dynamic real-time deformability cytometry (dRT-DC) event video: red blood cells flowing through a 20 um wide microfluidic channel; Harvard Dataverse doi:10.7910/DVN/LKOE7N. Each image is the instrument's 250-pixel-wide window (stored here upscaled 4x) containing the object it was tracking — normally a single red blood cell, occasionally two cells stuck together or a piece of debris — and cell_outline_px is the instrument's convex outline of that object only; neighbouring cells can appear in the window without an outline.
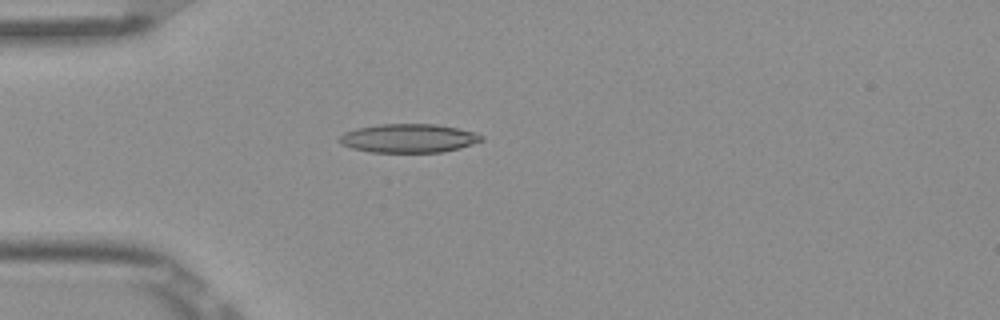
{"species": "Egyptian fruit bat (a non-hibernating species)", "species_latin": "Rousettus aegyptiacus", "temperature_condition": "room temperature", "stored_images_in_passage": 4, "camera_frame_rate_fps": 3000, "um_per_image_px": 0.085, "frame": {"image": 1, "passage_image": 4, "time_ms": 1.0, "image_size_px": [1000, 320], "cell_outline_px": [[484, 140], [460, 148], [440, 152], [372, 152], [352, 148], [340, 144], [336, 140], [344, 132], [356, 128], [380, 124], [436, 124], [476, 132], [484, 136]], "centroid_in_image_um": [34.72, 11.75], "position_along_channel_um": 50.3, "area_um2": 23.87}}